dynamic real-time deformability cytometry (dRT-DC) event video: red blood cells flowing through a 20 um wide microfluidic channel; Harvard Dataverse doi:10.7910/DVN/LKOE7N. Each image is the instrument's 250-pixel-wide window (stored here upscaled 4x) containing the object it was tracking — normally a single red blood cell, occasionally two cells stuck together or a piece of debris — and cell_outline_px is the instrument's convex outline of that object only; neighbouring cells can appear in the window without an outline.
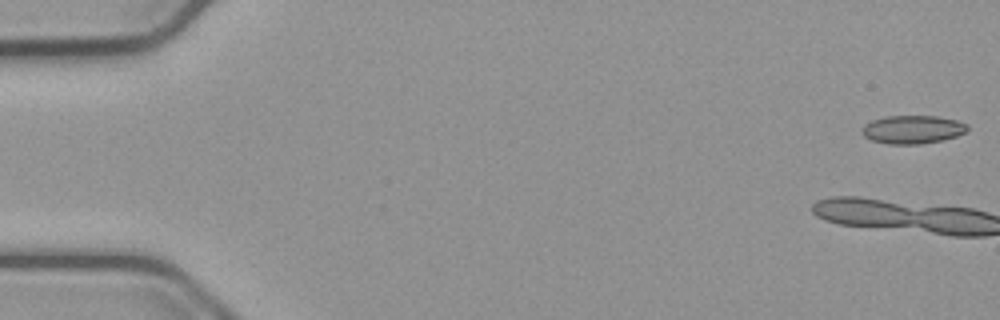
{"species": "common noctule bat (a hibernating species)", "species_latin": "Nyctalus noctula", "temperature_condition": "cold", "stored_images_in_passage": 7, "camera_frame_rate_fps": 3000, "um_per_image_px": 0.085, "animal": {"sex": "male", "body_mass_g": 23.1, "forearm_length_mm": 52.7}, "frame": {"image": 1, "passage_image": 1, "time_ms": 0.0, "image_size_px": [1000, 320], "cell_outline_px": [[968, 128], [964, 132], [956, 136], [944, 140], [920, 144], [888, 144], [872, 140], [864, 136], [860, 132], [864, 124], [872, 120], [884, 116], [936, 116], [956, 120], [968, 124]], "centroid_in_image_um": [77.55, 11.0], "position_along_channel_um": 7.5, "area_um2": 17.46}}